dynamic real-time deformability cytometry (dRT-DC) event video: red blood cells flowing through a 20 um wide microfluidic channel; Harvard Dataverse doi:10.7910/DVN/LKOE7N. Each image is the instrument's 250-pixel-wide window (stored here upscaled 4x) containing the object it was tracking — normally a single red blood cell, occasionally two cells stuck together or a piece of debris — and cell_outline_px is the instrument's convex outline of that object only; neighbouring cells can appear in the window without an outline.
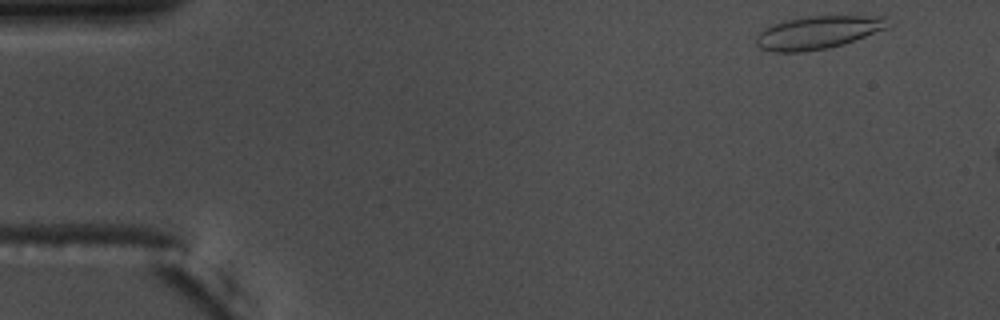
{"species": "common noctule bat (a hibernating species)", "species_latin": "Nyctalus noctula", "temperature_condition": "warm", "stored_images_in_passage": 9, "camera_frame_rate_fps": 3000, "um_per_image_px": 0.085, "animal": {"sex": "male", "body_mass_g": 17.5, "forearm_length_mm": 52.3}, "frame": {"image": 1, "passage_image": 2, "time_ms": 0.333, "image_size_px": [1000, 320], "cell_outline_px": [[888, 28], [844, 44], [828, 48], [804, 52], [772, 52], [760, 48], [756, 44], [756, 36], [764, 28], [772, 24], [784, 20], [812, 16], [888, 16]], "centroid_in_image_um": [69.51, 2.76], "position_along_channel_um": 15.5, "area_um2": 25.43}}